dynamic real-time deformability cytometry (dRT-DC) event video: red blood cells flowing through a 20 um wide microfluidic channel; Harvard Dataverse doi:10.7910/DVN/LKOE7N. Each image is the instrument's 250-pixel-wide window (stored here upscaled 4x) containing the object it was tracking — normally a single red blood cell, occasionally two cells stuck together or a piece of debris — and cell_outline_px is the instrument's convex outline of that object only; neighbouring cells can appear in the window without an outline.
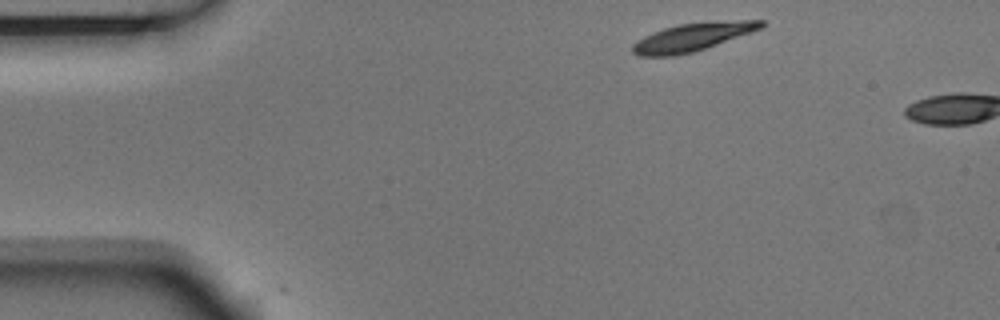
{"species": "Egyptian fruit bat (a non-hibernating species)", "species_latin": "Rousettus aegyptiacus", "temperature_condition": "room temperature", "stored_images_in_passage": 2, "camera_frame_rate_fps": 3000, "um_per_image_px": 0.085, "animal": {"sex": "male"}, "frame": {"image": 1, "passage_image": 1, "time_ms": 0.0, "image_size_px": [1000, 320], "cell_outline_px": [[764, 24], [760, 28], [716, 44], [692, 52], [676, 56], [640, 56], [632, 52], [632, 44], [636, 40], [644, 36], [664, 28], [680, 24], [740, 20], [764, 20]], "centroid_in_image_um": [58.77, 3.16], "position_along_channel_um": 26.2, "area_um2": 20.4}}